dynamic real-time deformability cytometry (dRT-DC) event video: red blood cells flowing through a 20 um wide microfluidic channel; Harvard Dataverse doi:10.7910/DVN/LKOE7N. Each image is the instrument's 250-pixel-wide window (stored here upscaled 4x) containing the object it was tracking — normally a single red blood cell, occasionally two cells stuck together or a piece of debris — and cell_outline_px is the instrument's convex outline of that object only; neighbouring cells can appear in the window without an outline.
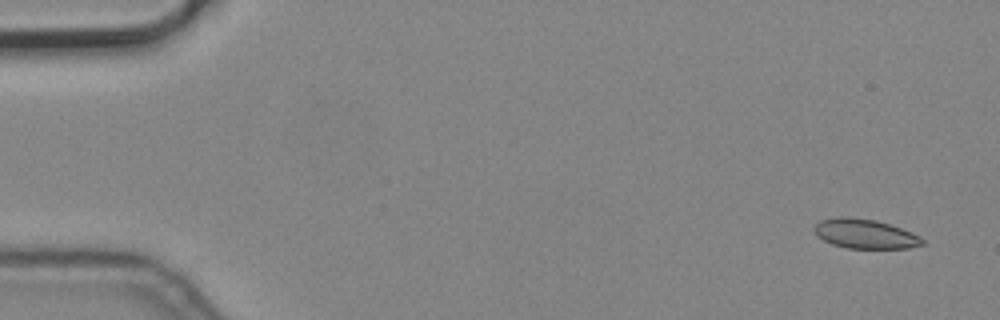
{"species": "common noctule bat (a hibernating species)", "species_latin": "Nyctalus noctula", "temperature_condition": "cold", "stored_images_in_passage": 5, "camera_frame_rate_fps": 3000, "um_per_image_px": 0.085, "animal": {"sex": "male", "body_mass_g": 19.2, "forearm_length_mm": 51.8}, "frame": {"image": 1, "passage_image": 1, "time_ms": 0.0, "image_size_px": [1000, 320], "cell_outline_px": [[924, 244], [908, 248], [848, 248], [832, 244], [816, 236], [812, 228], [820, 220], [844, 216], [876, 220], [912, 232], [920, 236], [924, 240]], "centroid_in_image_um": [73.51, 19.87], "position_along_channel_um": 11.5, "area_um2": 18.5}}
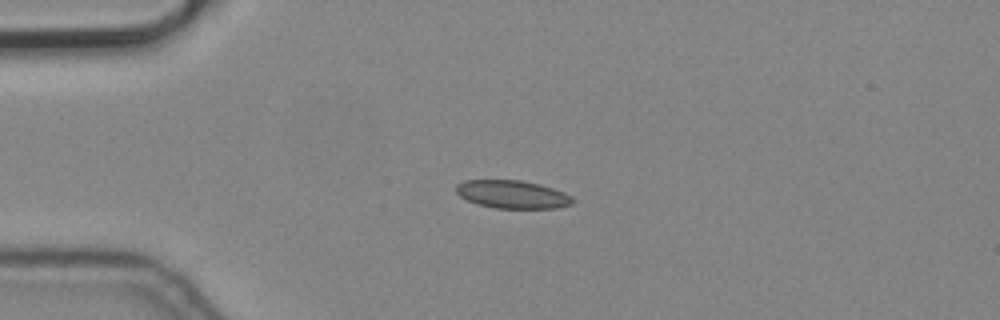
{"frame": {"image": 2, "passage_image": 4, "time_ms": 1.0, "image_size_px": [1000, 320], "cell_outline_px": [[572, 204], [556, 208], [496, 208], [476, 204], [460, 196], [456, 192], [456, 184], [464, 180], [520, 180], [540, 184], [564, 192], [572, 196]], "centroid_in_image_um": [43.53, 16.52], "position_along_channel_um": 41.5, "area_um2": 19.02}}